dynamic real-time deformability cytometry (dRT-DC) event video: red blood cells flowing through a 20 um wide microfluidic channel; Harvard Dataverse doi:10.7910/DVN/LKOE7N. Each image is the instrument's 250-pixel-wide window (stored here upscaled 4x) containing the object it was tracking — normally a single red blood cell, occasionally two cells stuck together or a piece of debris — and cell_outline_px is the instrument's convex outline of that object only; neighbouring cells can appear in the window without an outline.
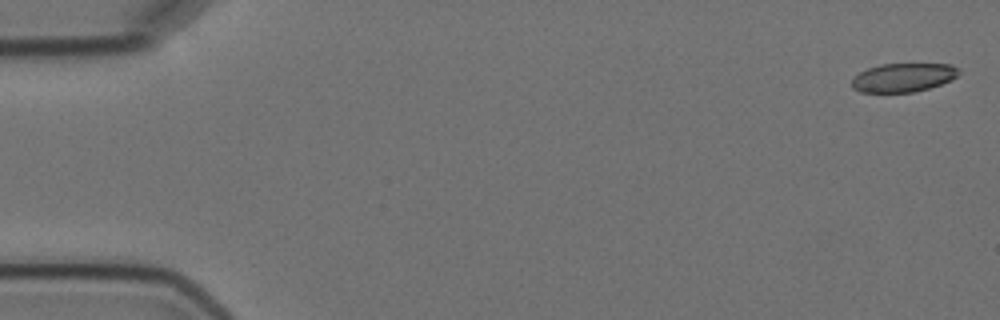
{"species": "Egyptian fruit bat (a non-hibernating species)", "species_latin": "Rousettus aegyptiacus", "temperature_condition": "cold", "stored_images_in_passage": 4, "camera_frame_rate_fps": 3000, "um_per_image_px": 0.085, "animal": {"sex": "female"}, "frame": {"image": 1, "passage_image": 1, "time_ms": 0.0, "image_size_px": [1000, 320], "cell_outline_px": [[960, 72], [952, 80], [928, 88], [912, 92], [860, 92], [852, 88], [852, 76], [868, 68], [880, 64], [952, 64], [960, 68]], "centroid_in_image_um": [76.77, 6.58], "position_along_channel_um": 8.2, "area_um2": 17.98}}